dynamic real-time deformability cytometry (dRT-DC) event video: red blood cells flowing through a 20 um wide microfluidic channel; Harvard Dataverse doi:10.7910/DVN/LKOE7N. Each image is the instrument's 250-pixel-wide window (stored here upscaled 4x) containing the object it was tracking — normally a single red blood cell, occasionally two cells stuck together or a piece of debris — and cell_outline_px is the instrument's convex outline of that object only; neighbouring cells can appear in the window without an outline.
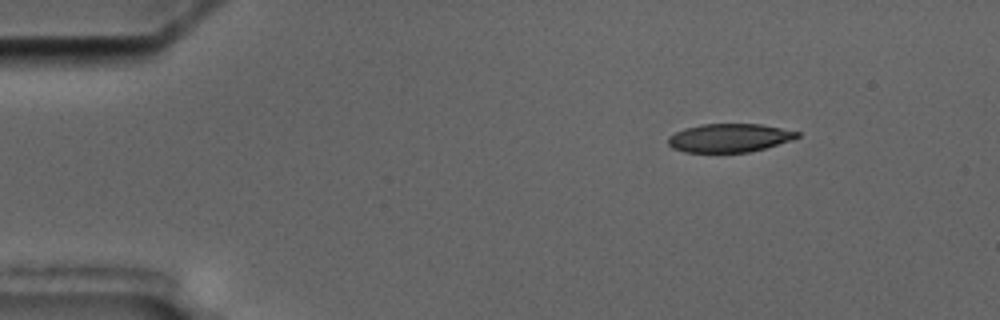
{"species": "common noctule bat (a hibernating species)", "species_latin": "Nyctalus noctula", "temperature_condition": "cold", "stored_images_in_passage": 4, "camera_frame_rate_fps": 3000, "um_per_image_px": 0.085, "animal": {"sex": "male", "body_mass_g": 17.5, "forearm_length_mm": 52.3}, "frame": {"image": 1, "passage_image": 1, "time_ms": 0.0, "image_size_px": [1000, 320], "cell_outline_px": [[800, 136], [792, 140], [764, 148], [748, 152], [684, 152], [672, 148], [668, 144], [668, 136], [684, 128], [700, 124], [760, 124], [800, 132]], "centroid_in_image_um": [61.97, 11.72], "position_along_channel_um": 23.0, "area_um2": 21.39}}
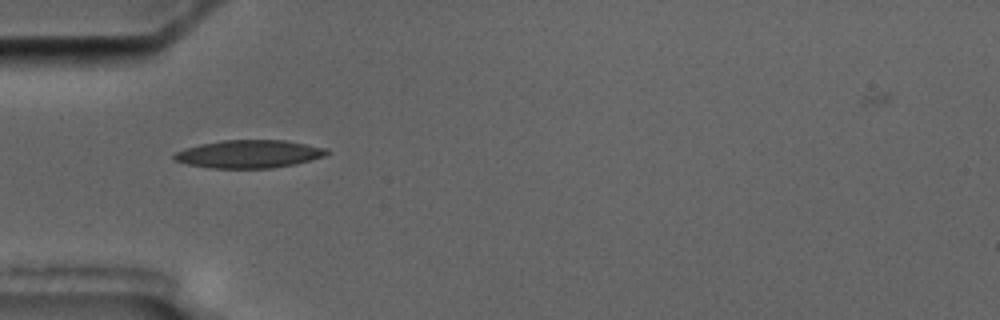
{"frame": {"image": 2, "passage_image": 3, "time_ms": 3.333, "image_size_px": [1000, 320], "cell_outline_px": [[328, 152], [324, 156], [312, 160], [296, 164], [272, 168], [208, 168], [188, 164], [172, 160], [172, 156], [176, 152], [184, 148], [200, 144], [220, 140], [284, 140], [328, 148]], "centroid_in_image_um": [21.14, 13.09], "position_along_channel_um": 63.9, "area_um2": 25.03}}
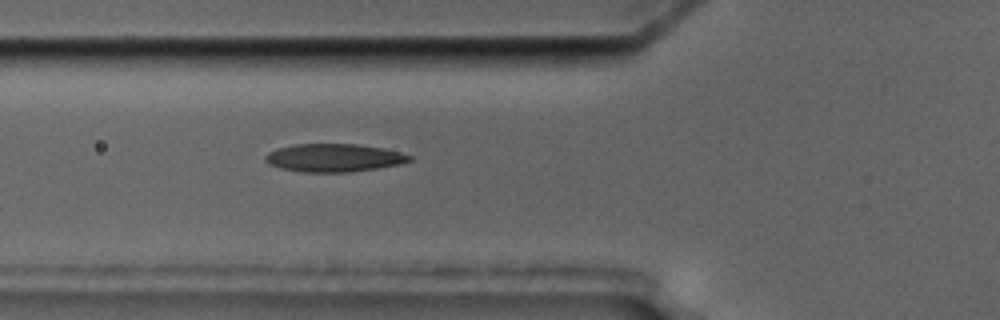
{"frame": {"image": 3, "passage_image": 4, "time_ms": 4.333, "image_size_px": [1000, 320], "cell_outline_px": [[412, 160], [400, 164], [376, 168], [348, 172], [304, 172], [280, 168], [268, 164], [264, 160], [264, 156], [268, 152], [292, 144], [356, 144], [384, 148], [400, 152], [412, 156]], "centroid_in_image_um": [28.37, 13.41], "position_along_channel_um": 97.4, "area_um2": 23.52}}